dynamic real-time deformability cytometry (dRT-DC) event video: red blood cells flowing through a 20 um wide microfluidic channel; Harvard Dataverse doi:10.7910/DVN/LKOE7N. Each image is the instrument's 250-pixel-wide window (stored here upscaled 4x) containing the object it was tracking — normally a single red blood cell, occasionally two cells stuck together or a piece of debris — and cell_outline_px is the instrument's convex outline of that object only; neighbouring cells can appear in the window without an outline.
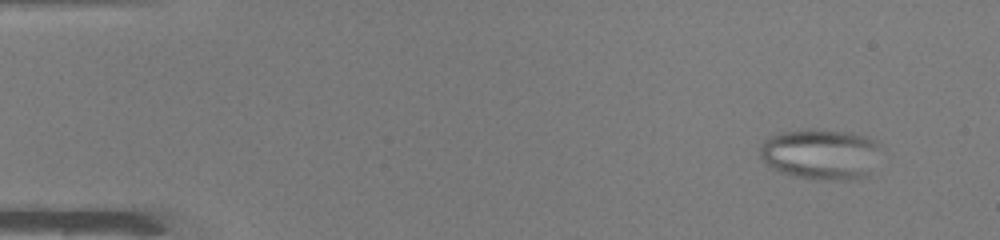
{"species": "common noctule bat (a hibernating species)", "species_latin": "Nyctalus noctula", "temperature_condition": "warm", "stored_images_in_passage": 49, "camera_frame_rate_fps": 3000, "um_per_image_px": 0.085, "animal": {"sex": "male", "body_mass_g": 19.0, "forearm_length_mm": 50.8}, "frame": {"image": 1, "passage_image": 4, "time_ms": 1.0, "image_size_px": [1000, 240], "cell_outline_px": [[880, 140], [868, 176], [860, 180], [820, 180], [792, 176], [780, 172], [772, 168], [760, 156], [760, 148], [764, 140], [768, 136], [780, 132], [808, 128], [816, 128], [852, 132]], "centroid_in_image_um": [69.74, 13.08], "position_along_channel_um": 15.3, "area_um2": 36.18}}
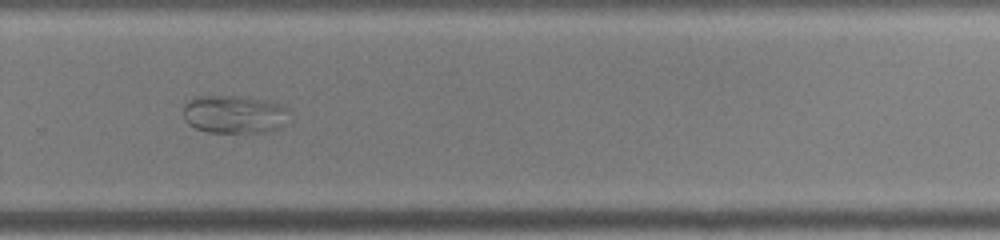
{"frame": {"image": 2, "passage_image": 34, "time_ms": 11.0, "image_size_px": [1000, 240], "cell_outline_px": [[292, 112], [288, 124], [280, 128], [268, 132], [208, 132], [196, 128], [188, 124], [184, 120], [184, 104], [192, 96], [236, 96], [260, 100], [280, 104], [288, 108]], "centroid_in_image_um": [19.96, 9.73], "position_along_channel_um": 309.8, "area_um2": 23.93}}
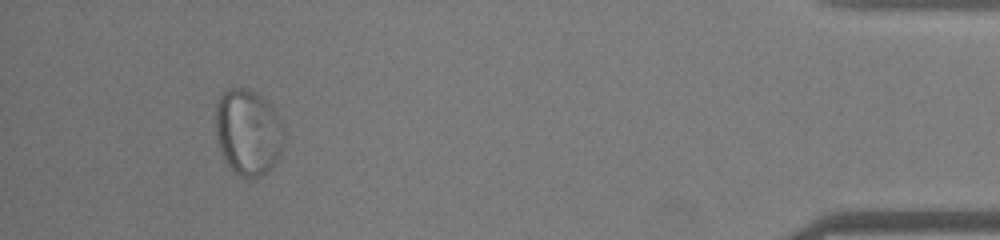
{"frame": {"image": 3, "passage_image": 46, "time_ms": 15.0, "image_size_px": [1000, 240], "cell_outline_px": [[284, 128], [280, 156], [268, 172], [264, 176], [256, 180], [244, 180], [224, 160], [216, 136], [216, 104], [220, 96], [228, 88], [248, 88], [272, 104], [280, 116]], "centroid_in_image_um": [21.11, 11.27], "position_along_channel_um": 414.1, "area_um2": 34.91}}